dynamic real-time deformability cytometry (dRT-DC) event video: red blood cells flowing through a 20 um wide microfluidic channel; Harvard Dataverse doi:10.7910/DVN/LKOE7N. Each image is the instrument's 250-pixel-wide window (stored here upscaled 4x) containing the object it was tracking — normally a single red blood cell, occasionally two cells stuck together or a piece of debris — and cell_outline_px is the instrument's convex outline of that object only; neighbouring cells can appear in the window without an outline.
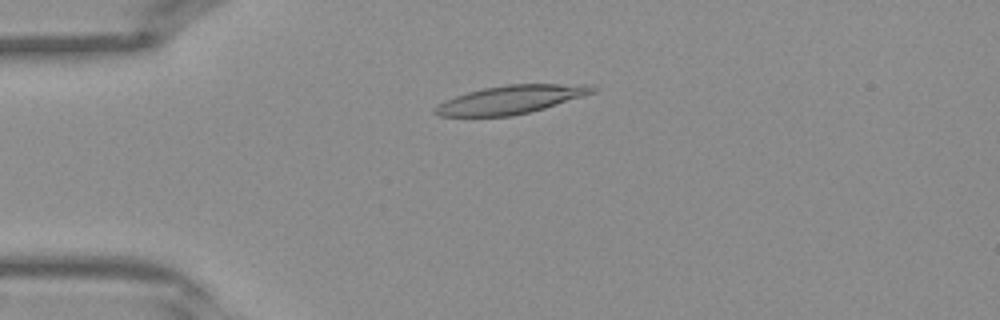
{"species": "Egyptian fruit bat (a non-hibernating species)", "species_latin": "Rousettus aegyptiacus", "temperature_condition": "warm", "stored_images_in_passage": 41, "camera_frame_rate_fps": 3000, "um_per_image_px": 0.085, "frame": {"image": 1, "passage_image": 10, "time_ms": 3.0, "image_size_px": [1000, 320], "cell_outline_px": [[600, 88], [596, 92], [544, 108], [512, 116], [440, 116], [432, 112], [432, 108], [444, 100], [468, 92], [484, 88], [508, 84], [592, 84]], "centroid_in_image_um": [43.44, 8.45], "position_along_channel_um": 41.6, "area_um2": 26.07}}
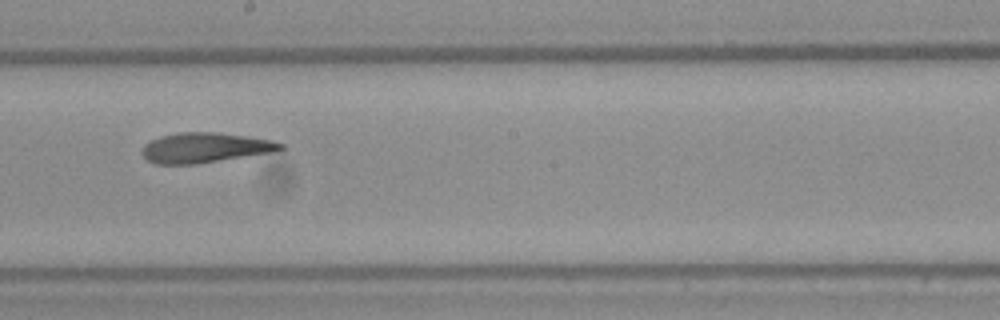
{"frame": {"image": 2, "passage_image": 23, "time_ms": 7.333, "image_size_px": [1000, 320], "cell_outline_px": [[288, 148], [268, 152], [196, 164], [156, 164], [148, 160], [140, 152], [144, 144], [160, 136], [180, 132], [216, 132], [248, 136], [272, 140], [284, 144]], "centroid_in_image_um": [17.4, 12.54], "position_along_channel_um": 230.8, "area_um2": 24.04}}
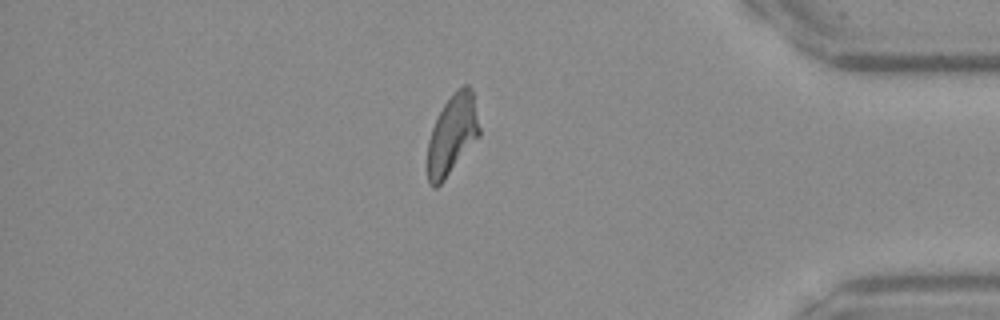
{"frame": {"image": 3, "passage_image": 35, "time_ms": 11.333, "image_size_px": [1000, 320], "cell_outline_px": [[480, 136], [444, 180], [436, 188], [432, 188], [428, 184], [428, 140], [432, 128], [444, 104], [464, 84], [468, 84], [472, 88], [480, 128]], "centroid_in_image_um": [38.45, 11.47], "position_along_channel_um": 396.8, "area_um2": 23.87}}